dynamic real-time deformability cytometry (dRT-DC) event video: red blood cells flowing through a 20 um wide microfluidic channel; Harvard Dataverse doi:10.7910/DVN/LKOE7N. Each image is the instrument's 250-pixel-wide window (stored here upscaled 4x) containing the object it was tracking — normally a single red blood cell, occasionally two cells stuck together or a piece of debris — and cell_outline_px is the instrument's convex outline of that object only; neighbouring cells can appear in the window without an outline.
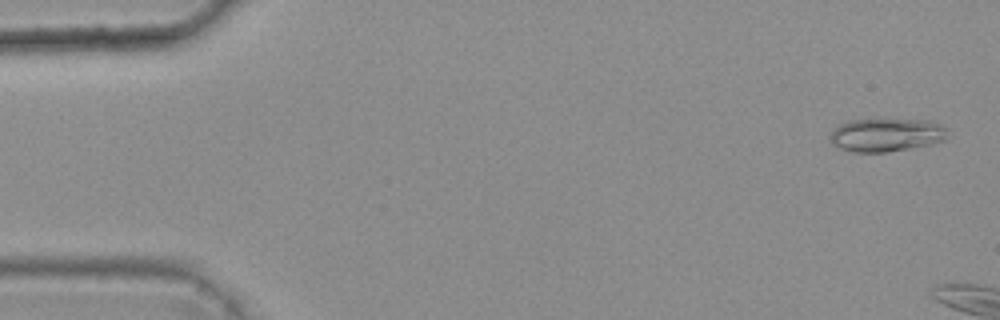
{"species": "common noctule bat (a hibernating species)", "species_latin": "Nyctalus noctula", "temperature_condition": "warm", "stored_images_in_passage": 5, "camera_frame_rate_fps": 3000, "um_per_image_px": 0.085, "animal": {"sex": "female", "body_mass_g": 25.1}, "frame": {"image": 1, "passage_image": 1, "time_ms": 0.0, "image_size_px": [1000, 320], "cell_outline_px": [[944, 140], [932, 144], [888, 152], [852, 152], [840, 148], [832, 144], [828, 136], [832, 128], [848, 120], [932, 120], [940, 124], [944, 128]], "centroid_in_image_um": [75.26, 11.47], "position_along_channel_um": 9.7, "area_um2": 22.72}}
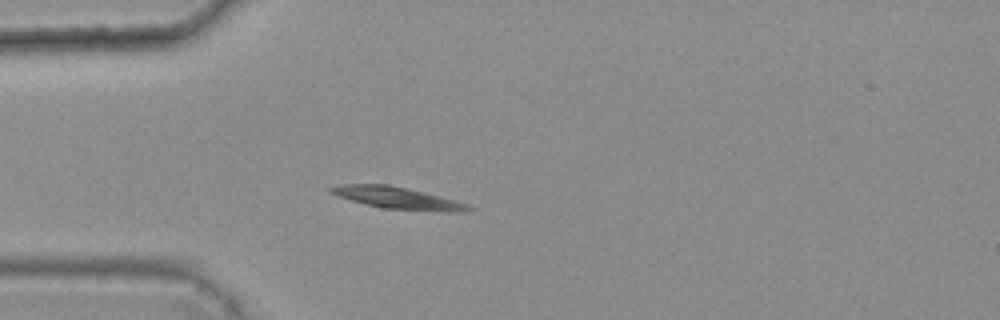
{"frame": {"image": 2, "passage_image": 5, "time_ms": 1.333, "image_size_px": [1000, 320], "cell_outline_px": [[472, 208], [464, 212], [440, 212], [380, 208], [336, 196], [328, 192], [328, 188], [344, 184], [388, 184], [440, 196], [456, 200], [468, 204]], "centroid_in_image_um": [33.78, 16.84], "position_along_channel_um": 51.2, "area_um2": 17.63}}